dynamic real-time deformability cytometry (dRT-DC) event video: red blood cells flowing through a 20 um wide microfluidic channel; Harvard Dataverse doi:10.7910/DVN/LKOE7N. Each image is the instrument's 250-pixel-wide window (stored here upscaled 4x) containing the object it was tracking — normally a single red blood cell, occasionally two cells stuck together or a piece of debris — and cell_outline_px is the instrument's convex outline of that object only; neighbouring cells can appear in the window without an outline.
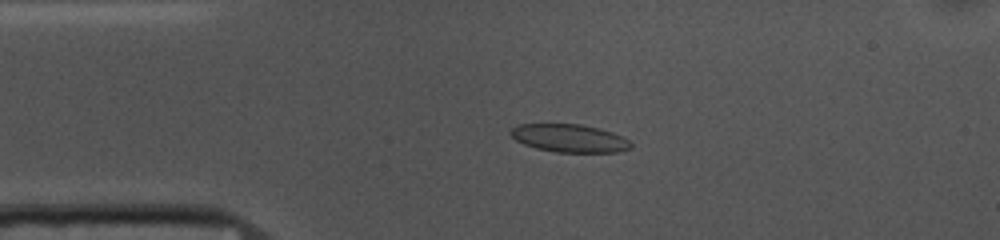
{"species": "common noctule bat (a hibernating species)", "species_latin": "Nyctalus noctula", "temperature_condition": "cold", "stored_images_in_passage": 53, "camera_frame_rate_fps": 3000, "um_per_image_px": 0.085, "animal": {"sex": "female", "body_mass_g": 10.0, "forearm_length_mm": 53.1}, "frame": {"image": 1, "passage_image": 11, "time_ms": 3.333, "image_size_px": [1000, 240], "cell_outline_px": [[632, 148], [616, 152], [556, 152], [536, 148], [524, 144], [516, 140], [508, 132], [512, 128], [520, 124], [580, 124], [612, 132], [628, 140], [632, 144]], "centroid_in_image_um": [48.38, 11.75], "position_along_channel_um": 36.6, "area_um2": 19.42}}
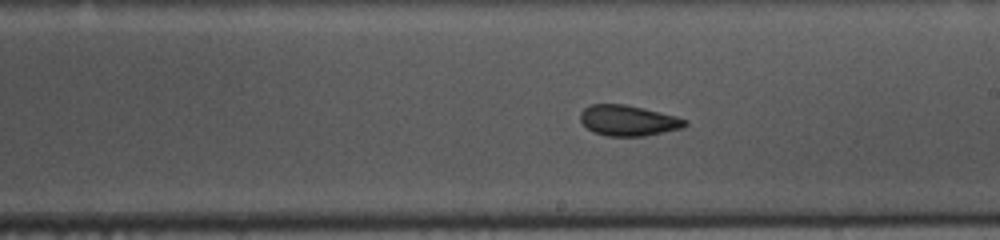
{"frame": {"image": 2, "passage_image": 29, "time_ms": 9.333, "image_size_px": [1000, 240], "cell_outline_px": [[688, 124], [684, 128], [644, 136], [608, 136], [592, 132], [580, 120], [580, 112], [588, 104], [624, 104], [676, 116], [688, 120]], "centroid_in_image_um": [53.4, 10.25], "position_along_channel_um": 235.6, "area_um2": 18.73}}
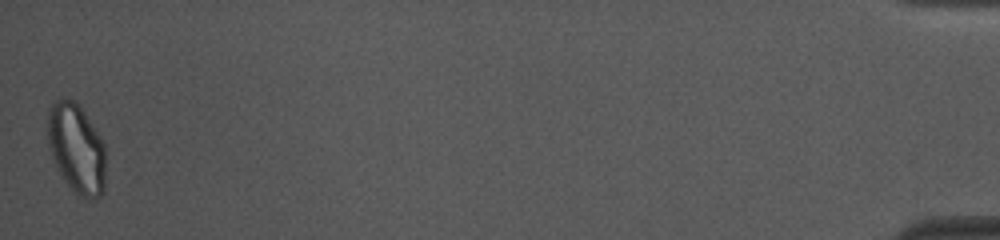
{"frame": {"image": 3, "passage_image": 53, "time_ms": 17.333, "image_size_px": [1000, 240], "cell_outline_px": [[104, 192], [96, 200], [92, 200], [80, 196], [64, 180], [52, 156], [48, 144], [48, 108], [60, 96], [72, 100], [84, 112], [100, 136], [104, 144]], "centroid_in_image_um": [6.5, 12.62], "position_along_channel_um": 428.7, "area_um2": 30.0}, "authors_computed_cell_mechanics": {"area_um2": 19.5364, "velocity_mm_per_s": 3.6718, "shape_relaxation_time_tau1_ms": null, "shape_relaxation_time_tau2_ms": 2.6418, "deformation_change_tau1": null, "deformation_change_tau2": 0.0532}}